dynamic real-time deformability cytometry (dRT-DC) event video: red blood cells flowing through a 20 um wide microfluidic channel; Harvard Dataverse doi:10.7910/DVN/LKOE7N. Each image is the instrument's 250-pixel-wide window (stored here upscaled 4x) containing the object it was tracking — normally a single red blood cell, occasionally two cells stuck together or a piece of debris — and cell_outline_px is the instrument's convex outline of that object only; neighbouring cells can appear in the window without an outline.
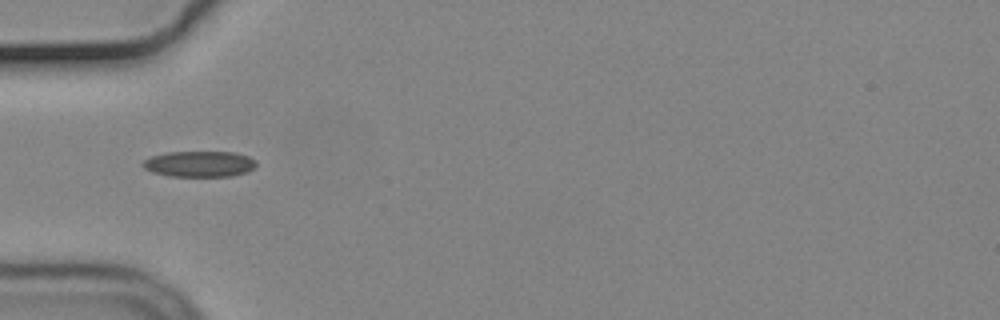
{"species": "common noctule bat (a hibernating species)", "species_latin": "Nyctalus noctula", "temperature_condition": "cold", "stored_images_in_passage": 10, "camera_frame_rate_fps": 3000, "um_per_image_px": 0.085, "animal": {"sex": "male", "body_mass_g": 19.2, "forearm_length_mm": 51.8}, "frame": {"image": 1, "passage_image": 4, "time_ms": 1.0, "image_size_px": [1000, 320], "cell_outline_px": [[256, 164], [252, 168], [244, 172], [232, 176], [168, 176], [152, 172], [144, 168], [140, 164], [144, 160], [152, 156], [168, 152], [236, 152], [248, 156], [256, 160]], "centroid_in_image_um": [16.92, 13.93], "position_along_channel_um": 68.1, "area_um2": 17.05}}
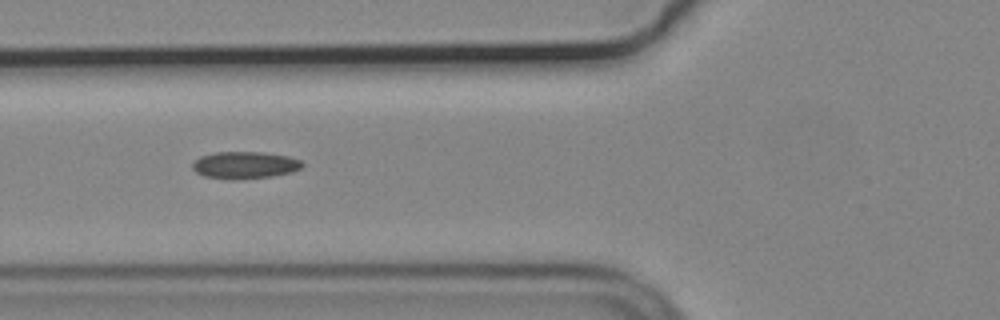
{"frame": {"image": 2, "passage_image": 7, "time_ms": 2.0, "image_size_px": [1000, 320], "cell_outline_px": [[304, 164], [300, 168], [292, 172], [272, 176], [232, 180], [228, 180], [204, 176], [196, 172], [192, 168], [192, 164], [200, 156], [216, 152], [260, 152], [288, 156], [300, 160]], "centroid_in_image_um": [20.79, 14.04], "position_along_channel_um": 105.0, "area_um2": 17.34}}